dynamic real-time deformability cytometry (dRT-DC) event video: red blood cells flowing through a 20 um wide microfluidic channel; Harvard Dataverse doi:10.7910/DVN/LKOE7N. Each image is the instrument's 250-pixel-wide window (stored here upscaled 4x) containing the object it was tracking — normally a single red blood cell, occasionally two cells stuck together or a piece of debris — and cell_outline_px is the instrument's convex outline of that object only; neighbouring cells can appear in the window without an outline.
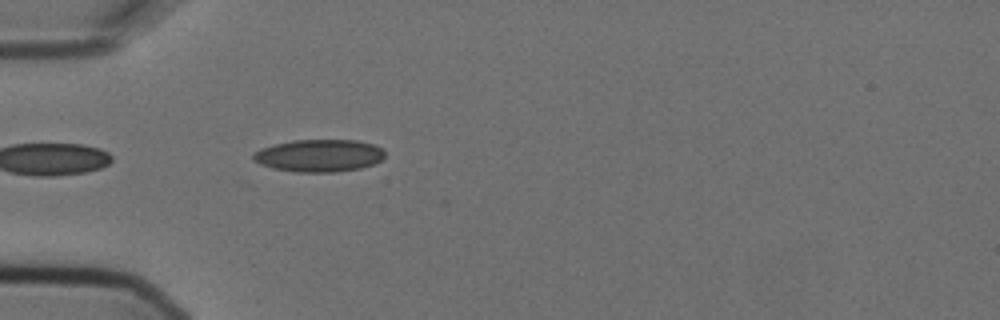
{"species": "Egyptian fruit bat (a non-hibernating species)", "species_latin": "Rousettus aegyptiacus", "temperature_condition": "cold", "stored_images_in_passage": 1, "camera_frame_rate_fps": 3000, "um_per_image_px": 0.085, "animal": {"sex": "female"}, "frame": {"image": 1, "passage_image": 1, "time_ms": 0.0, "image_size_px": [1000, 320], "cell_outline_px": [[384, 156], [380, 160], [372, 164], [360, 168], [336, 172], [296, 172], [272, 168], [260, 164], [252, 160], [252, 156], [260, 148], [292, 140], [356, 140], [372, 144], [384, 148]], "centroid_in_image_um": [27.11, 13.22], "position_along_channel_um": 57.9, "area_um2": 24.85}}